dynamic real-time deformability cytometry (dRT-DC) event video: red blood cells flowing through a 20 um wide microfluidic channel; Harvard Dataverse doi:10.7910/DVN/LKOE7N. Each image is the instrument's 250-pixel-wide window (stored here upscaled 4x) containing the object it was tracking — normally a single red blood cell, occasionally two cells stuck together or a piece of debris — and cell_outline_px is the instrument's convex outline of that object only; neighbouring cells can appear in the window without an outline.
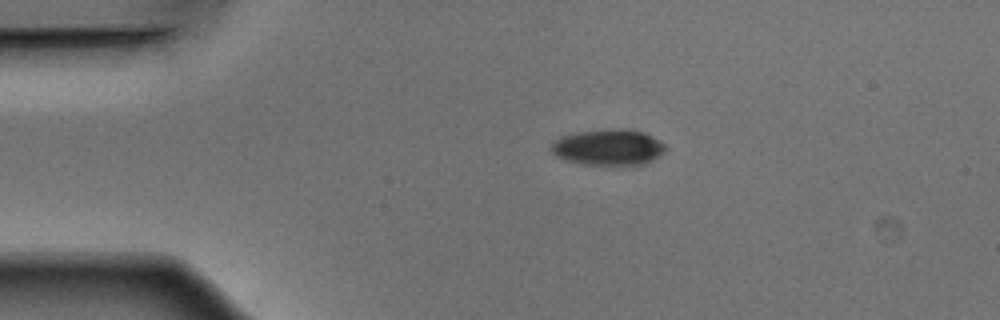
{"species": "Egyptian fruit bat (a non-hibernating species)", "species_latin": "Rousettus aegyptiacus", "temperature_condition": "warm", "stored_images_in_passage": 43, "camera_frame_rate_fps": 3000, "um_per_image_px": 0.085, "animal": {"sex": "male"}, "frame": {"image": 1, "passage_image": 1, "time_ms": 0.0, "image_size_px": [1000, 320], "cell_outline_px": [[664, 152], [652, 160], [644, 164], [584, 164], [564, 160], [556, 156], [552, 152], [552, 144], [560, 136], [576, 132], [620, 128], [628, 128], [644, 132], [660, 140], [664, 144]], "centroid_in_image_um": [51.71, 12.5], "position_along_channel_um": 33.3, "area_um2": 23.81}}
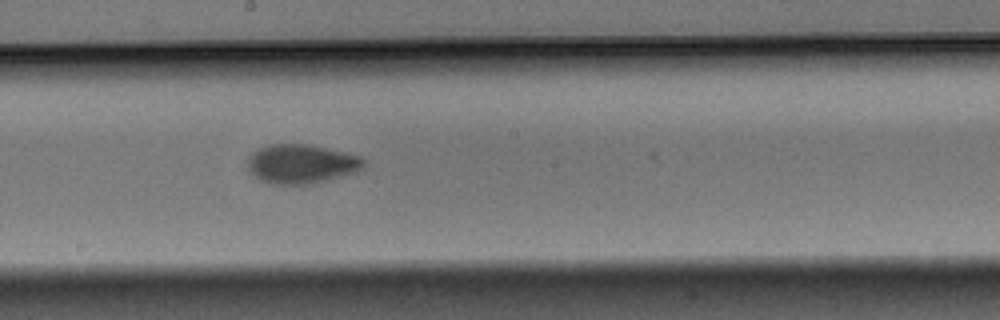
{"frame": {"image": 2, "passage_image": 19, "time_ms": 6.0, "image_size_px": [1000, 320], "cell_outline_px": [[368, 164], [356, 172], [308, 184], [272, 184], [260, 180], [248, 172], [248, 156], [252, 152], [260, 148], [272, 144], [308, 144], [344, 152], [360, 156], [368, 160]], "centroid_in_image_um": [25.62, 13.93], "position_along_channel_um": 222.6, "area_um2": 26.53}}
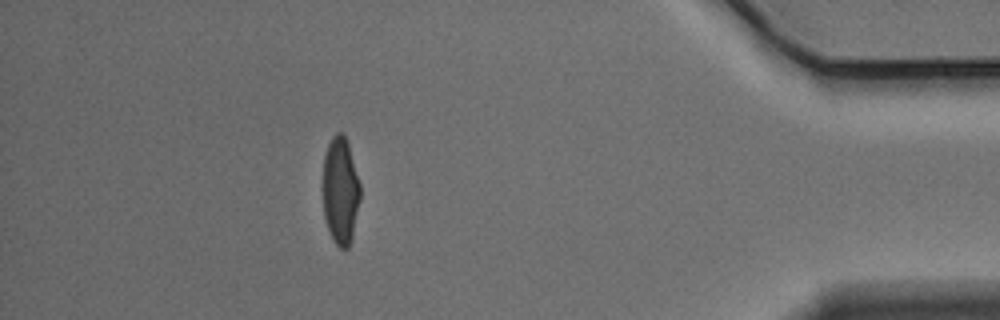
{"frame": {"image": 3, "passage_image": 37, "time_ms": 12.0, "image_size_px": [1000, 320], "cell_outline_px": [[360, 200], [352, 240], [348, 248], [340, 248], [336, 244], [328, 228], [324, 216], [324, 156], [328, 144], [332, 136], [336, 132], [344, 132], [348, 140], [360, 184]], "centroid_in_image_um": [28.96, 16.17], "position_along_channel_um": 406.2, "area_um2": 23.41}, "authors_computed_cell_mechanics": {"area_um2": 24.6228, "velocity_mm_per_s": 3.8651, "shape_relaxation_time_tau1_ms": 3.4381, "shape_relaxation_time_tau2_ms": 1.4751, "deformation_change_tau1": 0.1609, "deformation_change_tau2": 0.0584}}